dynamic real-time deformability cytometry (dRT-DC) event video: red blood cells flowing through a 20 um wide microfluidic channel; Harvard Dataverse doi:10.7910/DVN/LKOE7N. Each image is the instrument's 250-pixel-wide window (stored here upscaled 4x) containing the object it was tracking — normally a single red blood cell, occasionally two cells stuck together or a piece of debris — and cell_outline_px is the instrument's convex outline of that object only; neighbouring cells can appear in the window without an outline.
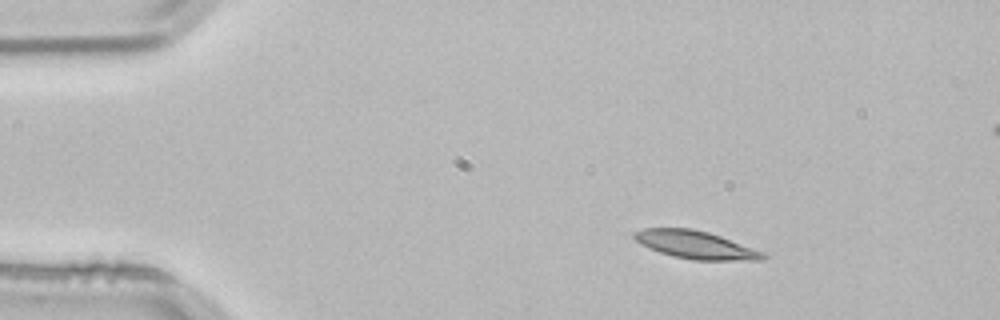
{"species": "common noctule bat (a hibernating species)", "species_latin": "Nyctalus noctula", "temperature_condition": "room temperature", "stored_images_in_passage": 2, "camera_frame_rate_fps": 3000, "um_per_image_px": 0.085, "animal": {"sex": "male", "body_mass_g": 21.5, "forearm_length_mm": 52.0}, "frame": {"image": 1, "passage_image": 1, "time_ms": 0.0, "image_size_px": [1000, 320], "cell_outline_px": [[768, 256], [764, 260], [692, 260], [672, 256], [648, 248], [640, 244], [632, 236], [632, 232], [644, 228], [692, 228], [708, 232], [720, 236], [764, 252]], "centroid_in_image_um": [59.1, 20.81], "position_along_channel_um": 25.9, "area_um2": 20.98}}